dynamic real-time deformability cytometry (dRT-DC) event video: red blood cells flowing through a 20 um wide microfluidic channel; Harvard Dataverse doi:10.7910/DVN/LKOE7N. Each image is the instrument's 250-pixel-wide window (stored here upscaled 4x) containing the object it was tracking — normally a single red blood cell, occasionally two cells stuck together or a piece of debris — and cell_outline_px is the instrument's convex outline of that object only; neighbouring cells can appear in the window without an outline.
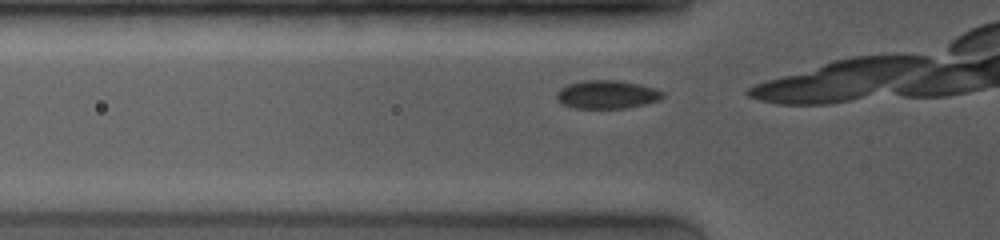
{"species": "common noctule bat (a hibernating species)", "species_latin": "Nyctalus noctula", "temperature_condition": "room temperature", "stored_images_in_passage": 8, "camera_frame_rate_fps": 4000, "um_per_image_px": 0.085, "animal": {"sex": "female", "body_mass_g": 19.0, "forearm_length_mm": 53.3}, "frame": {"image": 1, "passage_image": 2, "time_ms": 0.25, "image_size_px": [1000, 240], "cell_outline_px": [[664, 96], [660, 100], [628, 108], [576, 108], [564, 104], [556, 100], [556, 92], [560, 88], [568, 84], [584, 80], [616, 80], [640, 84], [664, 92]], "centroid_in_image_um": [51.58, 8.03], "position_along_channel_um": 74.2, "area_um2": 17.51}}
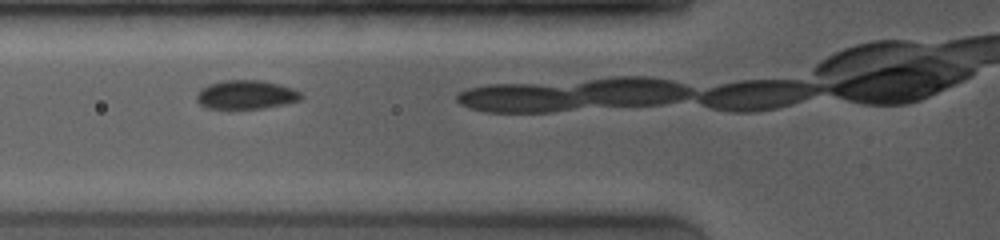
{"frame": {"image": 2, "passage_image": 5, "time_ms": 1.0, "image_size_px": [1000, 240], "cell_outline_px": [[304, 96], [300, 100], [284, 104], [264, 108], [208, 108], [200, 104], [196, 100], [196, 96], [200, 88], [208, 84], [224, 80], [260, 80], [292, 88], [300, 92]], "centroid_in_image_um": [20.9, 8.04], "position_along_channel_um": 104.9, "area_um2": 17.46}}